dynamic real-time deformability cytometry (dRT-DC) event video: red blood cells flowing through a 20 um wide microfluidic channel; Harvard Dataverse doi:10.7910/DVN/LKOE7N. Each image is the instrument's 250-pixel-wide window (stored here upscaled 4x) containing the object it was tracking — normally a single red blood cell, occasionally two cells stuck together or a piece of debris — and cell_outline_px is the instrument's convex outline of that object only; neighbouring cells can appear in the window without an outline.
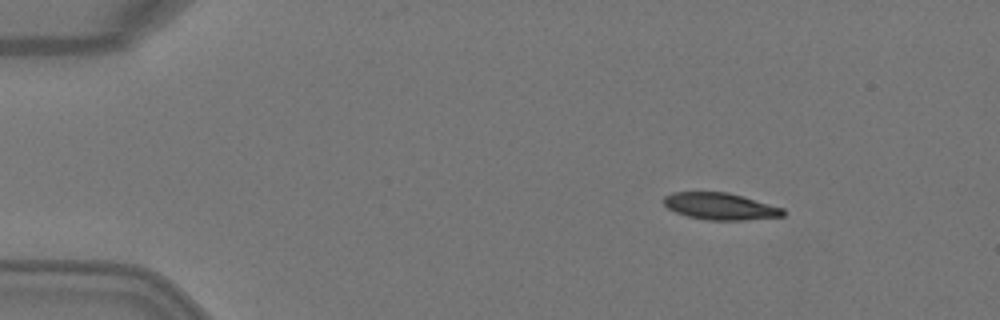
{"species": "Egyptian fruit bat (a non-hibernating species)", "species_latin": "Rousettus aegyptiacus", "temperature_condition": "warm", "stored_images_in_passage": 4, "camera_frame_rate_fps": 3000, "um_per_image_px": 0.085, "animal": {"sex": "female"}, "frame": {"image": 1, "passage_image": 2, "time_ms": 0.333, "image_size_px": [1000, 320], "cell_outline_px": [[784, 216], [744, 220], [708, 220], [688, 216], [676, 212], [668, 208], [664, 204], [664, 196], [672, 192], [728, 192], [784, 208]], "centroid_in_image_um": [61.22, 17.53], "position_along_channel_um": 23.8, "area_um2": 18.55}}
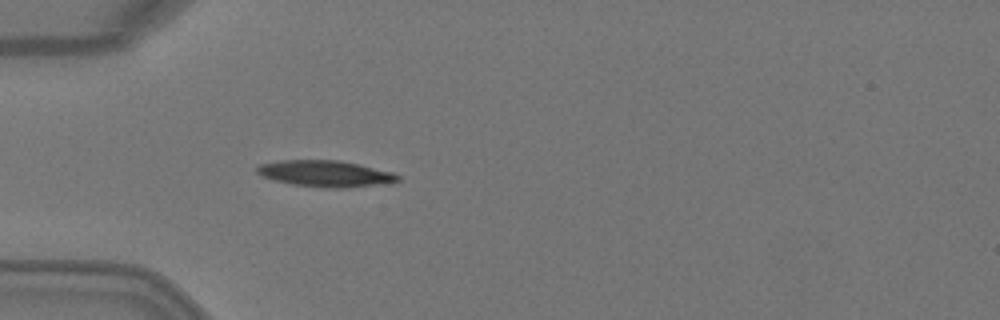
{"frame": {"image": 2, "passage_image": 4, "time_ms": 1.0, "image_size_px": [1000, 320], "cell_outline_px": [[400, 180], [348, 188], [324, 188], [292, 184], [272, 180], [256, 172], [256, 168], [260, 164], [280, 160], [340, 160], [360, 164], [392, 172], [400, 176]], "centroid_in_image_um": [27.62, 14.75], "position_along_channel_um": 57.4, "area_um2": 21.5}}